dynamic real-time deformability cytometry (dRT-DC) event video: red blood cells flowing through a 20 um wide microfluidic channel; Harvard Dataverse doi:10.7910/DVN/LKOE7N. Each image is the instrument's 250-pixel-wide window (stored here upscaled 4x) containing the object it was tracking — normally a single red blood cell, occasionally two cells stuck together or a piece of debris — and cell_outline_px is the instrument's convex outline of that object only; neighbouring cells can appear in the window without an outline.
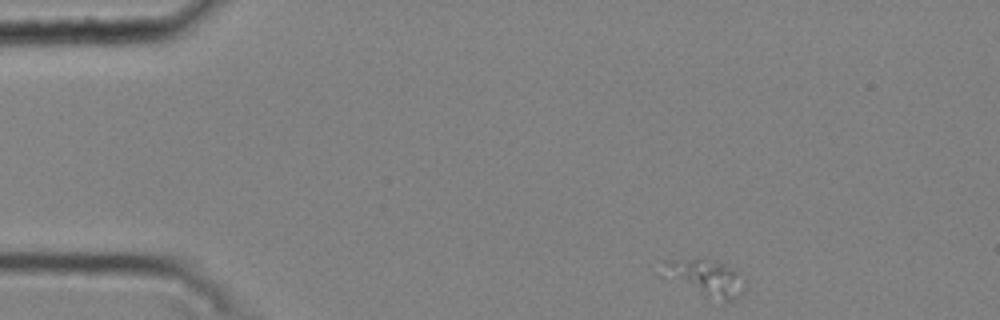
{"species": "common noctule bat (a hibernating species)", "species_latin": "Nyctalus noctula", "temperature_condition": "cold", "stored_images_in_passage": 45, "camera_frame_rate_fps": 3000, "um_per_image_px": 0.085, "animal": {"sex": "male", "body_mass_g": 20.4}, "frame": {"image": 1, "passage_image": 1, "time_ms": 0.0, "image_size_px": [1000, 320], "cell_outline_px": [[744, 292], [724, 304], [704, 296], [668, 268], [664, 260], [716, 260], [732, 268], [736, 272], [744, 284]], "centroid_in_image_um": [60.28, 23.66], "position_along_channel_um": 24.7, "area_um2": 15.32}}
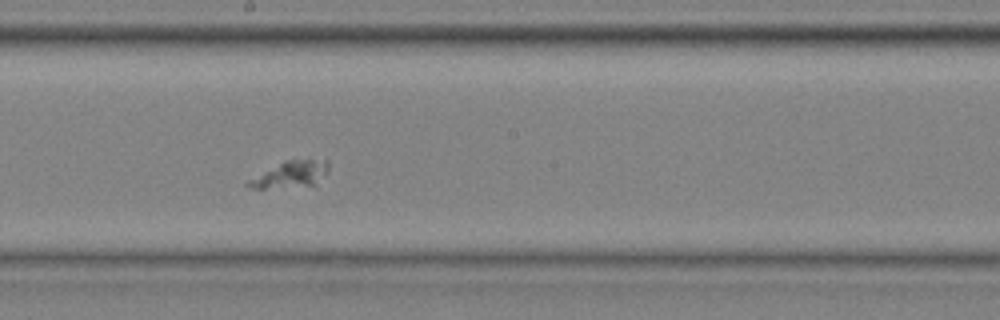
{"frame": {"image": 2, "passage_image": 23, "time_ms": 7.333, "image_size_px": [1000, 320], "cell_outline_px": [[328, 172], [316, 188], [252, 188], [244, 184], [248, 180], [284, 160], [328, 160]], "centroid_in_image_um": [24.78, 14.88], "position_along_channel_um": 223.4, "area_um2": 12.95}}
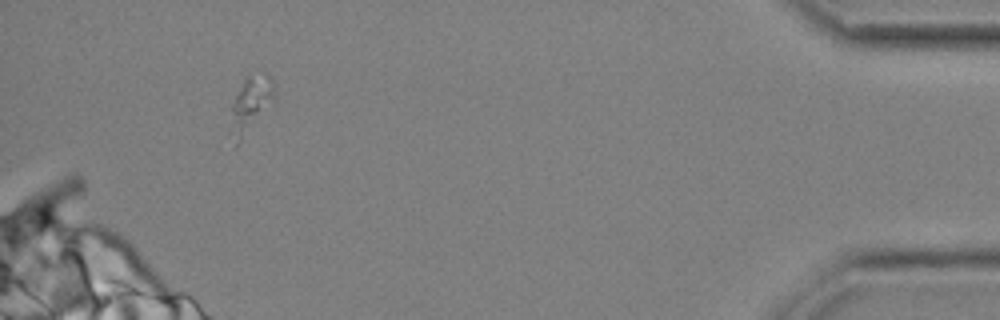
{"frame": {"image": 3, "passage_image": 43, "time_ms": 14.0, "image_size_px": [1000, 320], "cell_outline_px": [[272, 96], [240, 144], [236, 144], [228, 132], [228, 128], [232, 104], [244, 80], [248, 76], [268, 76], [272, 80]], "centroid_in_image_um": [21.15, 8.98], "position_along_channel_um": 414.0, "area_um2": 13.06}}